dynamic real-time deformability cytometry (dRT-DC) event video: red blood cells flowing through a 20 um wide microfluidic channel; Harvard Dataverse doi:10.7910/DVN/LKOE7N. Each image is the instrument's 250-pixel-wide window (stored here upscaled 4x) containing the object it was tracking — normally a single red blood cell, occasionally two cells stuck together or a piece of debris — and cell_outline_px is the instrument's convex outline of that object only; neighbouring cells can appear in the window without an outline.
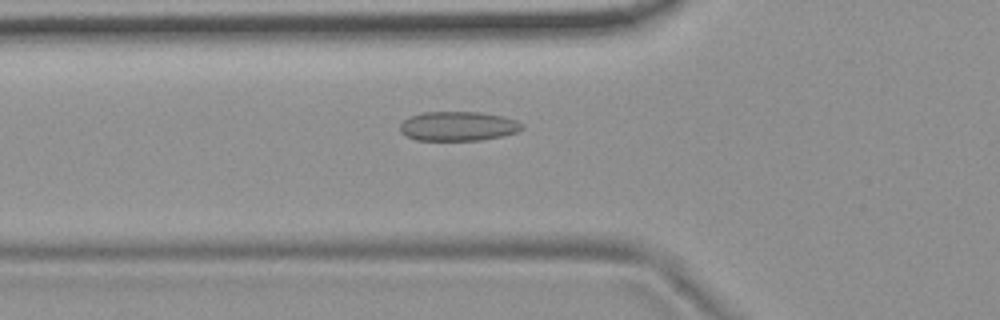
{"species": "common noctule bat (a hibernating species)", "species_latin": "Nyctalus noctula", "temperature_condition": "room temperature", "stored_images_in_passage": 54, "camera_frame_rate_fps": 3000, "um_per_image_px": 0.085, "animal": {"sex": "female", "body_mass_g": 19.9}, "frame": {"image": 1, "passage_image": 19, "time_ms": 6.0, "image_size_px": [1000, 320], "cell_outline_px": [[524, 128], [516, 132], [500, 136], [480, 140], [416, 140], [404, 136], [400, 132], [400, 124], [408, 116], [420, 112], [480, 112], [504, 116], [516, 120], [524, 124]], "centroid_in_image_um": [38.91, 10.72], "position_along_channel_um": 86.9, "area_um2": 21.1}}
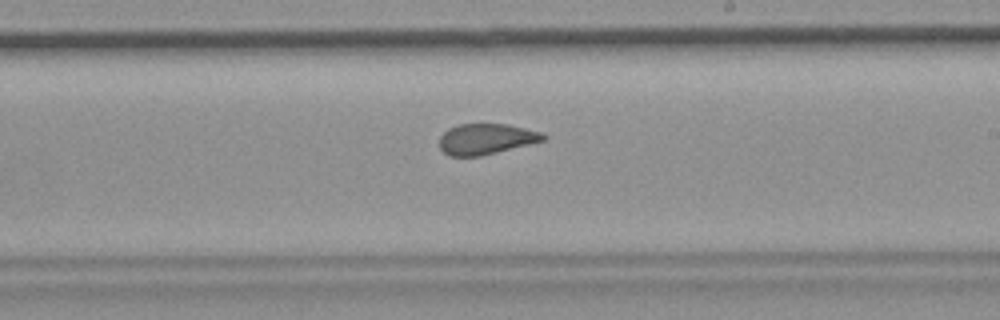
{"frame": {"image": 2, "passage_image": 32, "time_ms": 10.333, "image_size_px": [1000, 320], "cell_outline_px": [[548, 136], [544, 140], [480, 156], [448, 156], [440, 148], [440, 136], [448, 128], [460, 124], [508, 124], [544, 132]], "centroid_in_image_um": [41.33, 11.8], "position_along_channel_um": 247.7, "area_um2": 18.55}}
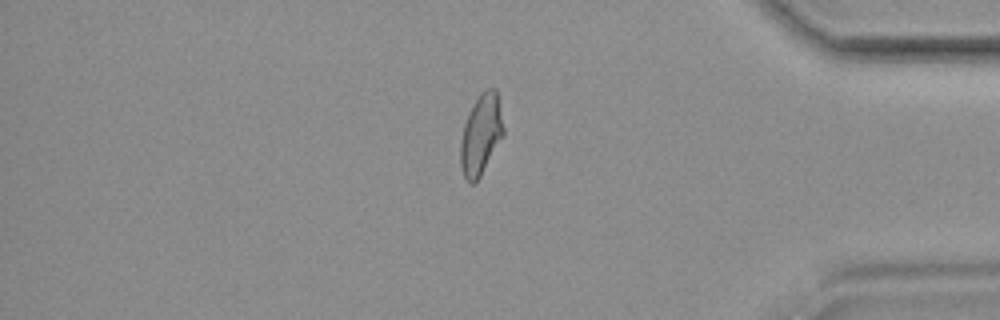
{"frame": {"image": 3, "passage_image": 46, "time_ms": 15.0, "image_size_px": [1000, 320], "cell_outline_px": [[504, 136], [480, 176], [472, 184], [464, 176], [460, 164], [460, 140], [464, 124], [472, 104], [480, 92], [488, 88], [496, 88], [504, 128]], "centroid_in_image_um": [40.88, 11.41], "position_along_channel_um": 394.3, "area_um2": 20.17}, "authors_computed_cell_mechanics": {"area_um2": 20.4034, "velocity_mm_per_s": 3.7126, "shape_relaxation_time_tau1_ms": null, "shape_relaxation_time_tau2_ms": 1.1236, "deformation_change_tau1": null, "deformation_change_tau2": 0.0811}}